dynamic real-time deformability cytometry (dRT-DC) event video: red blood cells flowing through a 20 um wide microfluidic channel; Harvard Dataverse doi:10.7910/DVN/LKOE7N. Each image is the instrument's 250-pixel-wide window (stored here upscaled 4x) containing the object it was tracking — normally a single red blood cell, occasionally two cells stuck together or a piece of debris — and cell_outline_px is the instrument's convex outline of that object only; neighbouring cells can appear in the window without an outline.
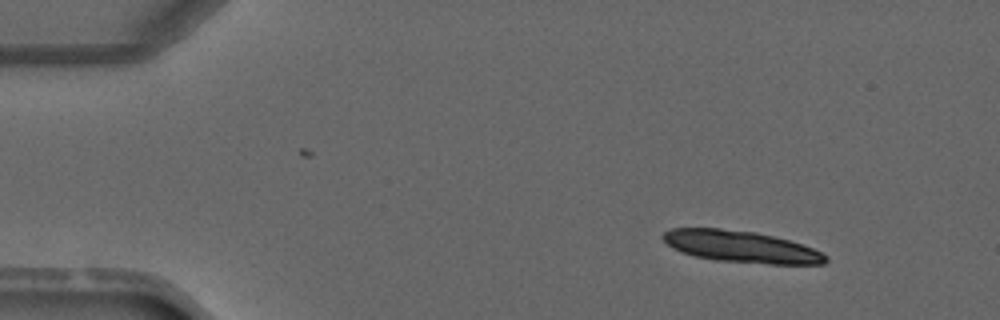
{"species": "common noctule bat (a hibernating species)", "species_latin": "Nyctalus noctula", "temperature_condition": "warm", "stored_images_in_passage": 3, "camera_frame_rate_fps": 3000, "um_per_image_px": 0.085, "animal": {"sex": "male", "forearm_length_mm": 52.5}, "frame": {"image": 1, "passage_image": 1, "time_ms": 0.0, "image_size_px": [1000, 320], "cell_outline_px": [[828, 260], [824, 264], [768, 264], [716, 260], [696, 256], [680, 252], [672, 248], [660, 236], [664, 232], [672, 228], [720, 228], [756, 232], [788, 240], [812, 248], [828, 256]], "centroid_in_image_um": [62.97, 20.96], "position_along_channel_um": 22.0, "area_um2": 29.94}}